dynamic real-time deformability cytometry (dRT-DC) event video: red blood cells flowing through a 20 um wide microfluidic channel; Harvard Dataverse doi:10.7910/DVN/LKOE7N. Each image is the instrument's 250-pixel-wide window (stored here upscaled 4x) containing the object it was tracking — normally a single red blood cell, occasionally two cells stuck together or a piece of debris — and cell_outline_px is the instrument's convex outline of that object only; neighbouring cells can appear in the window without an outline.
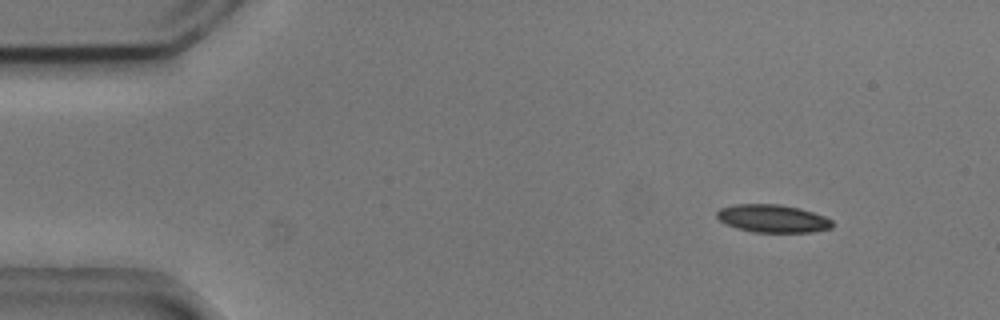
{"species": "common noctule bat (a hibernating species)", "species_latin": "Nyctalus noctula", "temperature_condition": "cold", "stored_images_in_passage": 3, "camera_frame_rate_fps": 3000, "um_per_image_px": 0.085, "animal": {"sex": "male", "body_mass_g": 20.5, "forearm_length_mm": 52.5}, "frame": {"image": 1, "passage_image": 1, "time_ms": 0.0, "image_size_px": [1000, 320], "cell_outline_px": [[832, 228], [812, 232], [752, 232], [736, 228], [724, 224], [716, 216], [716, 212], [720, 208], [736, 204], [780, 204], [800, 208], [824, 216], [832, 220]], "centroid_in_image_um": [65.65, 18.57], "position_along_channel_um": 19.3, "area_um2": 18.84}}